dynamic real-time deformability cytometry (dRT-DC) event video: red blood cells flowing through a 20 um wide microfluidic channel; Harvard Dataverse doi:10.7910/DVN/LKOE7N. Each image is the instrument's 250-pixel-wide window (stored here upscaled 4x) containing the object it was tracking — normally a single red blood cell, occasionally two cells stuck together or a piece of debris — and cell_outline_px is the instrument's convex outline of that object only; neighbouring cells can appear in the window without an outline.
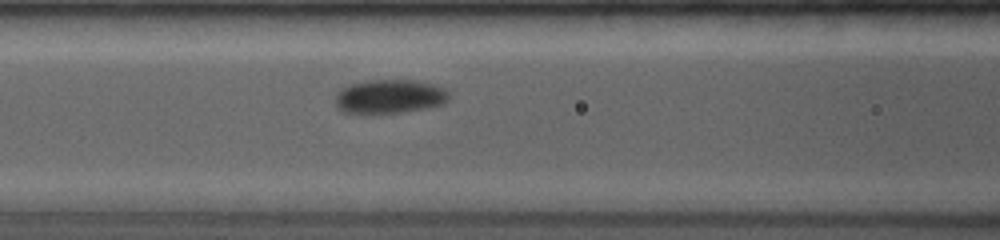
{"species": "common noctule bat (a hibernating species)", "species_latin": "Nyctalus noctula", "temperature_condition": "room temperature", "stored_images_in_passage": 12, "camera_frame_rate_fps": 4000, "um_per_image_px": 0.085, "animal": {"sex": "female", "body_mass_g": 19.0, "forearm_length_mm": 53.3}, "frame": {"image": 1, "passage_image": 7, "time_ms": 3.25, "image_size_px": [1000, 240], "cell_outline_px": [[448, 100], [444, 104], [428, 108], [400, 112], [340, 112], [336, 108], [336, 92], [348, 84], [364, 80], [416, 80], [432, 84], [444, 88], [448, 92]], "centroid_in_image_um": [33.1, 8.18], "position_along_channel_um": 133.5, "area_um2": 22.48}}